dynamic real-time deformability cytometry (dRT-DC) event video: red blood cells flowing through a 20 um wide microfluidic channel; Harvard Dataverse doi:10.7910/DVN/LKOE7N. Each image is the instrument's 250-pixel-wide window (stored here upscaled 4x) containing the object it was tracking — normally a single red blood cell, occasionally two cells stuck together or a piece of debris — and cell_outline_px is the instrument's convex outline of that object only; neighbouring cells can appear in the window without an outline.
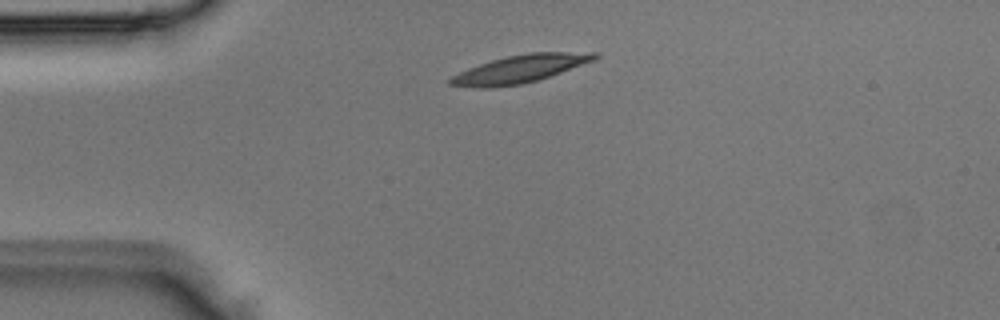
{"species": "Egyptian fruit bat (a non-hibernating species)", "species_latin": "Rousettus aegyptiacus", "temperature_condition": "room temperature", "stored_images_in_passage": 2, "camera_frame_rate_fps": 3000, "um_per_image_px": 0.085, "animal": {"sex": "male"}, "frame": {"image": 1, "passage_image": 1, "time_ms": 0.0, "image_size_px": [1000, 320], "cell_outline_px": [[600, 56], [596, 60], [524, 84], [492, 88], [476, 88], [448, 84], [444, 80], [468, 68], [492, 60], [508, 56], [528, 52], [600, 52]], "centroid_in_image_um": [44.19, 5.86], "position_along_channel_um": 40.8, "area_um2": 23.47}}